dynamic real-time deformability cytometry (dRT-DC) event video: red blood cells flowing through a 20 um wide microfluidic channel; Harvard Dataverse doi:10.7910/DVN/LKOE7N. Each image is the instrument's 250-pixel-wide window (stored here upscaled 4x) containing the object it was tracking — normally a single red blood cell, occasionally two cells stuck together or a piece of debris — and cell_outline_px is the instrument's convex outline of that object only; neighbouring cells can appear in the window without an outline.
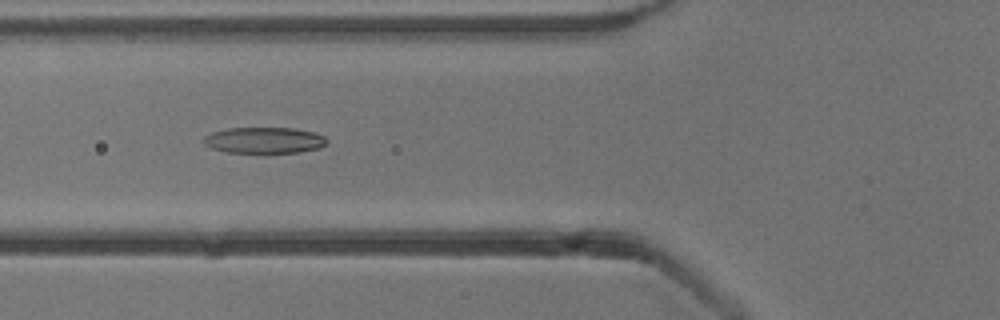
{"species": "common noctule bat (a hibernating species)", "species_latin": "Nyctalus noctula", "temperature_condition": "cold", "stored_images_in_passage": 53, "camera_frame_rate_fps": 3000, "um_per_image_px": 0.085, "animal": {"sex": "male", "body_mass_g": 13.3}, "frame": {"image": 1, "passage_image": 20, "time_ms": 6.333, "image_size_px": [1000, 320], "cell_outline_px": [[328, 144], [320, 148], [300, 152], [224, 152], [212, 148], [204, 144], [200, 140], [204, 136], [212, 132], [228, 128], [296, 128], [312, 132], [324, 136], [328, 140]], "centroid_in_image_um": [22.45, 11.92], "position_along_channel_um": 103.3, "area_um2": 18.84}}
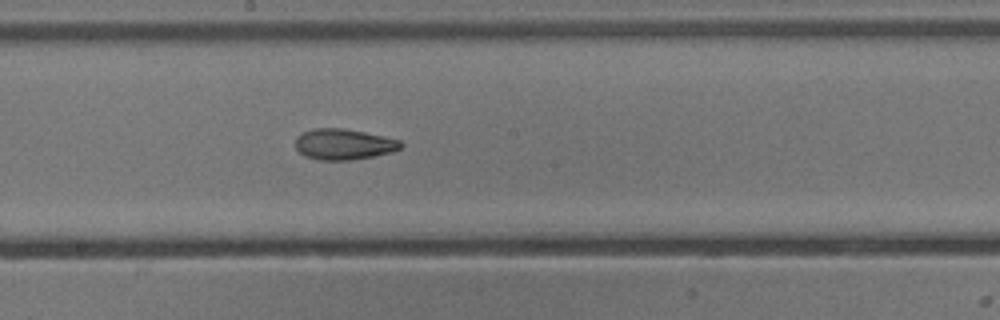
{"frame": {"image": 2, "passage_image": 29, "time_ms": 9.333, "image_size_px": [1000, 320], "cell_outline_px": [[404, 144], [400, 148], [392, 152], [372, 156], [348, 160], [320, 160], [304, 156], [296, 148], [296, 136], [312, 128], [344, 128], [384, 136], [400, 140]], "centroid_in_image_um": [29.21, 12.25], "position_along_channel_um": 219.0, "area_um2": 18.9}}
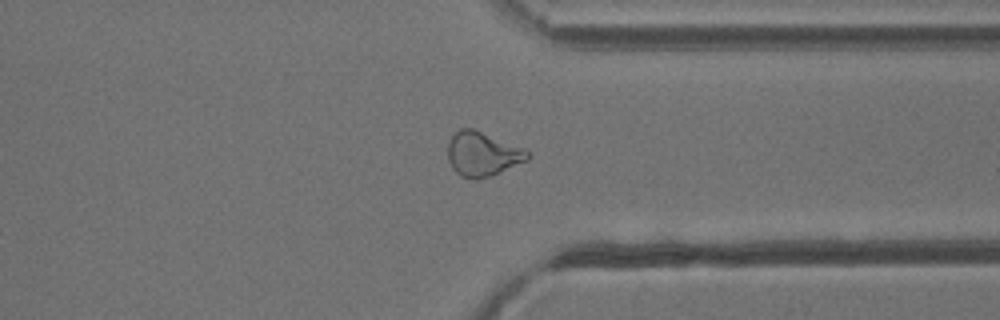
{"frame": {"image": 3, "passage_image": 41, "time_ms": 13.333, "image_size_px": [1000, 320], "cell_outline_px": [[532, 156], [528, 160], [488, 176], [476, 180], [460, 176], [452, 168], [448, 160], [448, 140], [460, 128], [472, 128], [524, 148]], "centroid_in_image_um": [40.99, 13.09], "position_along_channel_um": 370.4, "area_um2": 20.46}, "authors_computed_cell_mechanics": {"area_um2": 20.0566, "velocity_mm_per_s": 3.8273, "shape_relaxation_time_tau1_ms": 4.6585, "shape_relaxation_time_tau2_ms": 2.5344, "deformation_change_tau1": 0.1837, "deformation_change_tau2": 0.0966}}